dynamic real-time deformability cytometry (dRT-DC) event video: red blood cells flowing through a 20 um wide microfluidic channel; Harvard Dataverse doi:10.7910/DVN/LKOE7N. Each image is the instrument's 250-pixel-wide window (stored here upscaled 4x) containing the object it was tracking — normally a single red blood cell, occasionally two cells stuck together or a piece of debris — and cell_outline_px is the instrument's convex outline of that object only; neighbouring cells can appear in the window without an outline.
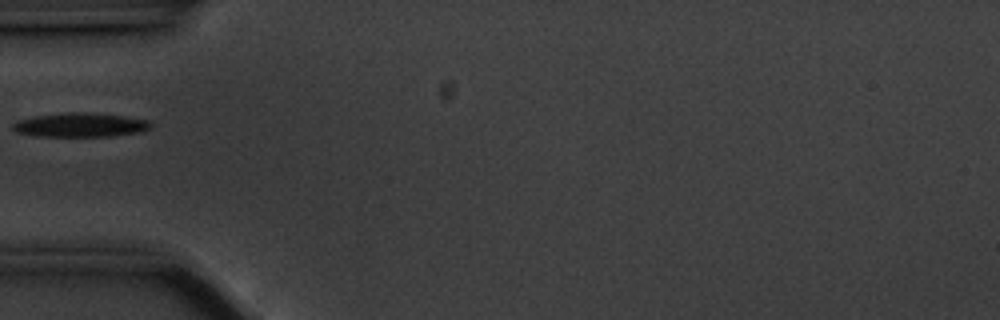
{"species": "common noctule bat (a hibernating species)", "species_latin": "Nyctalus noctula", "temperature_condition": "cold", "stored_images_in_passage": 39, "camera_frame_rate_fps": 3000, "um_per_image_px": 0.085, "animal": {"sex": "male", "body_mass_g": 20.1, "forearm_length_mm": 53.5}, "frame": {"image": 1, "passage_image": 1, "time_ms": 0.0, "image_size_px": [1000, 320], "cell_outline_px": [[152, 128], [140, 132], [108, 136], [32, 136], [16, 132], [12, 128], [12, 124], [16, 120], [36, 116], [64, 112], [84, 112], [124, 116], [152, 120]], "centroid_in_image_um": [6.83, 10.62], "position_along_channel_um": 78.2, "area_um2": 19.54}}
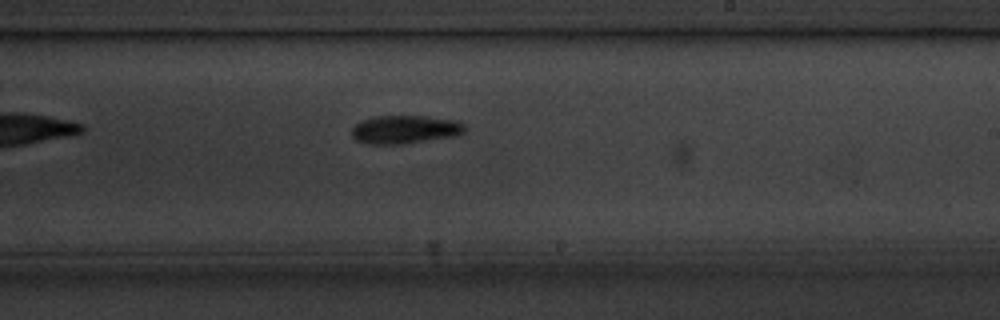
{"frame": {"image": 2, "passage_image": 16, "time_ms": 5.0, "image_size_px": [1000, 320], "cell_outline_px": [[468, 128], [464, 132], [452, 136], [404, 144], [368, 144], [356, 140], [352, 136], [352, 128], [356, 124], [372, 116], [424, 116], [452, 120], [464, 124]], "centroid_in_image_um": [34.4, 11.01], "position_along_channel_um": 254.6, "area_um2": 18.5}}
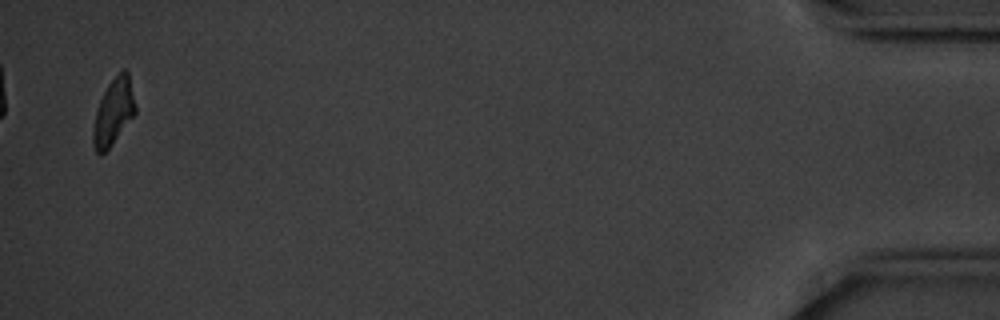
{"frame": {"image": 3, "passage_image": 38, "time_ms": 12.333, "image_size_px": [1000, 320], "cell_outline_px": [[136, 112], [108, 148], [100, 156], [96, 152], [92, 144], [92, 128], [96, 108], [108, 84], [124, 68], [128, 72], [136, 104]], "centroid_in_image_um": [9.62, 9.52], "position_along_channel_um": 425.6, "area_um2": 16.18}}